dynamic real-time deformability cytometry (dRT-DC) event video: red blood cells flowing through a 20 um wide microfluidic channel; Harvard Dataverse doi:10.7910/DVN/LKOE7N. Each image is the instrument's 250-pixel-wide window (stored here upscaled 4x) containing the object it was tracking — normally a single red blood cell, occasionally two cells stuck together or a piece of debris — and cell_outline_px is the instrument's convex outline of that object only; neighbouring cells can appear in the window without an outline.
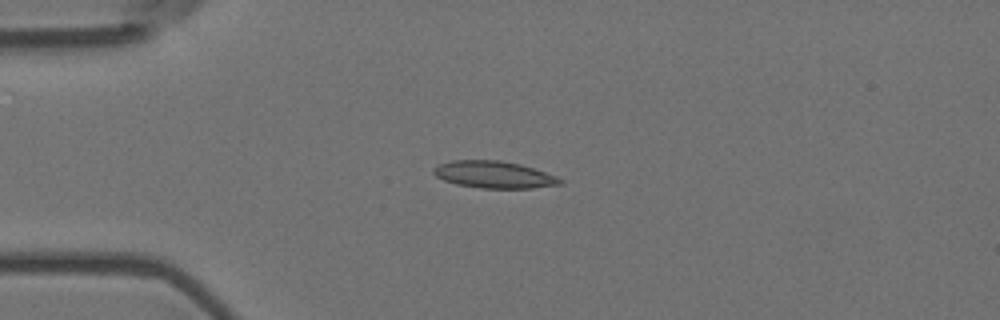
{"species": "Egyptian fruit bat (a non-hibernating species)", "species_latin": "Rousettus aegyptiacus", "temperature_condition": "room temperature", "stored_images_in_passage": 5, "camera_frame_rate_fps": 3000, "um_per_image_px": 0.085, "animal": {"sex": "female"}, "frame": {"image": 1, "passage_image": 4, "time_ms": 1.0, "image_size_px": [1000, 320], "cell_outline_px": [[564, 184], [532, 188], [480, 188], [456, 184], [444, 180], [436, 176], [432, 172], [432, 168], [440, 164], [452, 160], [500, 160], [520, 164], [556, 176], [564, 180]], "centroid_in_image_um": [41.99, 14.84], "position_along_channel_um": 43.0, "area_um2": 19.94}}